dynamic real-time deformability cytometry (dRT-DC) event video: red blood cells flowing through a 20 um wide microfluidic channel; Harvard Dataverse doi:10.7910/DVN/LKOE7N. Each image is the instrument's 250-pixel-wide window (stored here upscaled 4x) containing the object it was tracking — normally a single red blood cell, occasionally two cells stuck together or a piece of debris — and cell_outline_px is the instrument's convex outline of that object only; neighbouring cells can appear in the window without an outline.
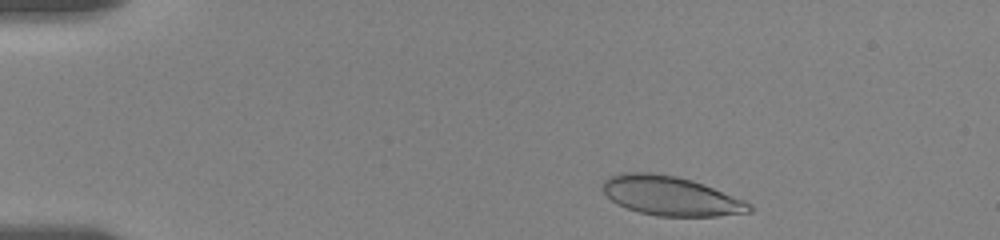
{"species": "human", "species_latin": "Homo sapiens", "temperature_condition": "room temperature", "stored_images_in_passage": 12, "camera_frame_rate_fps": 3000, "um_per_image_px": 0.085, "donor": {"sex": "female"}, "frame": {"image": 1, "passage_image": 2, "time_ms": 0.333, "image_size_px": [1000, 240], "cell_outline_px": [[752, 212], [716, 216], [656, 216], [640, 212], [616, 204], [604, 192], [600, 184], [608, 176], [620, 172], [652, 172], [676, 176], [692, 180], [744, 200], [752, 204]], "centroid_in_image_um": [56.97, 16.64], "position_along_channel_um": 28.0, "area_um2": 33.64}}
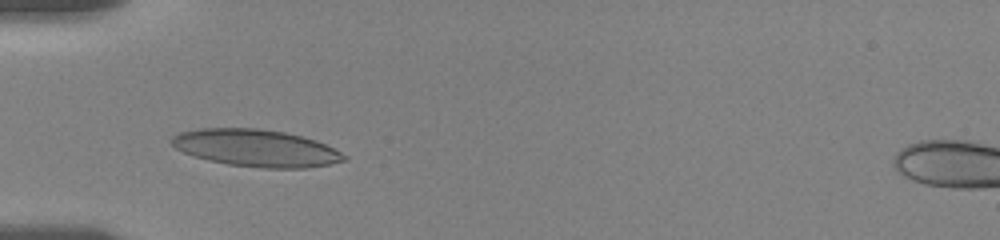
{"frame": {"image": 2, "passage_image": 8, "time_ms": 3.333, "image_size_px": [1000, 240], "cell_outline_px": [[348, 160], [308, 168], [264, 168], [228, 164], [208, 160], [192, 156], [176, 148], [172, 144], [172, 136], [180, 132], [200, 128], [256, 128], [284, 132], [316, 140], [348, 156]], "centroid_in_image_um": [21.76, 12.59], "position_along_channel_um": 63.2, "area_um2": 37.17}}
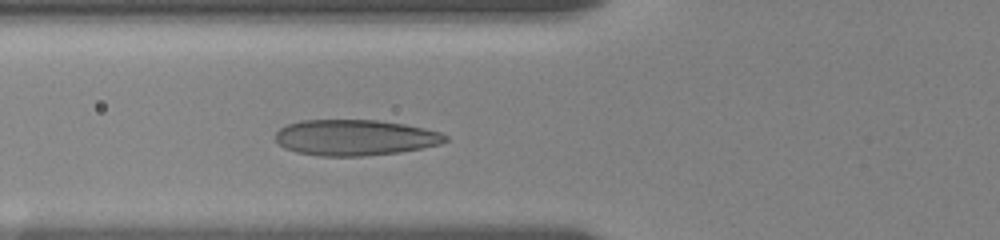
{"frame": {"image": 3, "passage_image": 10, "time_ms": 4.333, "image_size_px": [1000, 240], "cell_outline_px": [[448, 140], [440, 144], [400, 152], [360, 156], [320, 156], [296, 152], [284, 148], [276, 140], [276, 132], [280, 128], [288, 124], [300, 120], [376, 120], [404, 124], [424, 128], [440, 132], [448, 136]], "centroid_in_image_um": [30.17, 11.69], "position_along_channel_um": 95.6, "area_um2": 35.43}}